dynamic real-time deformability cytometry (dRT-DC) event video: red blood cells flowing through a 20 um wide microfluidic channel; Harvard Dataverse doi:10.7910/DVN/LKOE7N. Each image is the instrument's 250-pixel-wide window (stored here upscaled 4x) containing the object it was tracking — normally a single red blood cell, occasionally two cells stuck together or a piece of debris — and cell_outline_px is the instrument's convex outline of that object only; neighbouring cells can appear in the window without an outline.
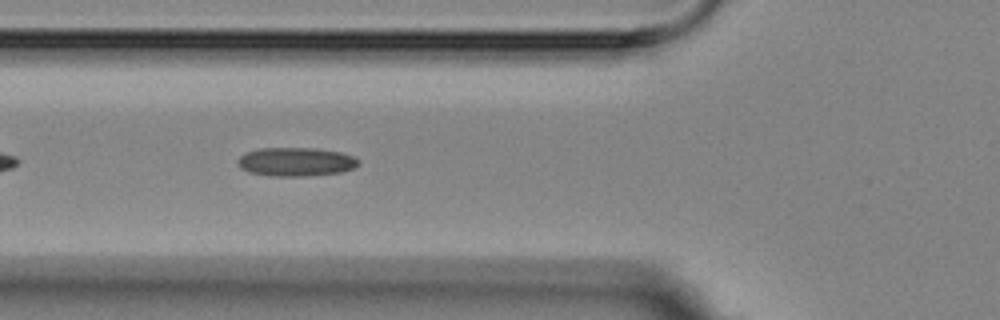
{"species": "Egyptian fruit bat (a non-hibernating species)", "species_latin": "Rousettus aegyptiacus", "temperature_condition": "room temperature", "stored_images_in_passage": 9, "segment_of_instrument_passage": [2, 2], "camera_frame_rate_fps": 3000, "um_per_image_px": 0.085, "animal": {"sex": "female"}, "frame": {"image": 1, "passage_image": 6, "time_ms": 5.667, "image_size_px": [1000, 320], "cell_outline_px": [[360, 164], [356, 168], [340, 172], [304, 176], [272, 176], [248, 172], [240, 168], [236, 160], [244, 152], [260, 148], [316, 148], [340, 152], [352, 156], [360, 160]], "centroid_in_image_um": [25.14, 13.75], "position_along_channel_um": 100.7, "area_um2": 20.4}}
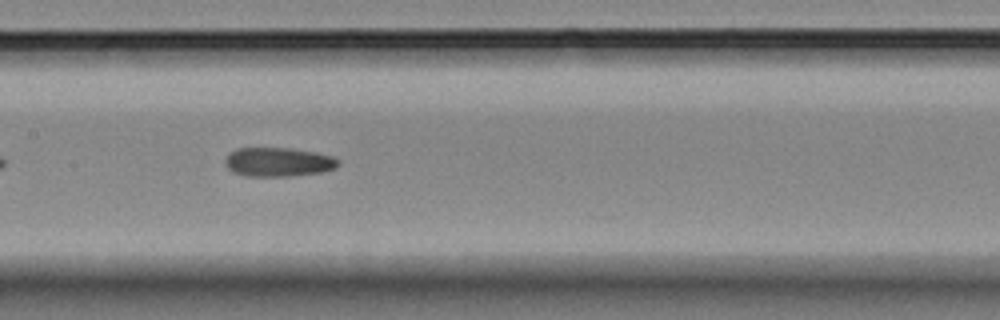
{"frame": {"image": 2, "passage_image": 8, "time_ms": 8.0, "image_size_px": [1000, 320], "cell_outline_px": [[340, 164], [336, 168], [320, 172], [288, 176], [248, 176], [232, 172], [224, 164], [224, 160], [236, 148], [288, 148], [316, 152], [332, 156], [340, 160]], "centroid_in_image_um": [23.66, 13.77], "position_along_channel_um": 183.7, "area_um2": 19.13}}
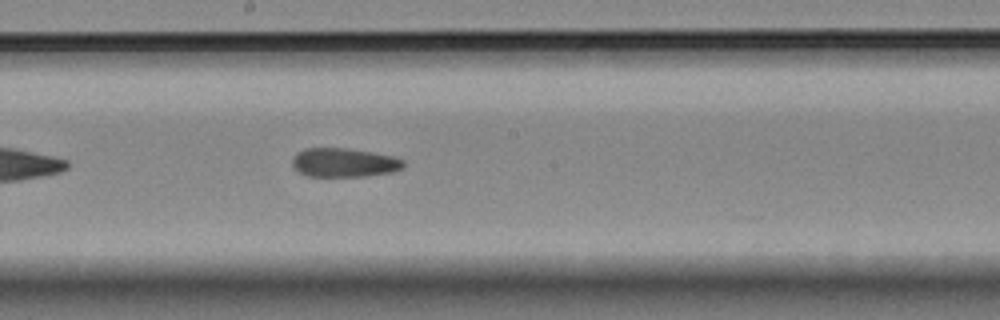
{"frame": {"image": 3, "passage_image": 9, "time_ms": 9.0, "image_size_px": [1000, 320], "cell_outline_px": [[404, 168], [392, 172], [364, 176], [308, 176], [300, 172], [292, 164], [292, 160], [296, 152], [304, 148], [344, 148], [372, 152], [392, 156], [404, 160]], "centroid_in_image_um": [29.25, 13.81], "position_along_channel_um": 219.0, "area_um2": 18.67}}